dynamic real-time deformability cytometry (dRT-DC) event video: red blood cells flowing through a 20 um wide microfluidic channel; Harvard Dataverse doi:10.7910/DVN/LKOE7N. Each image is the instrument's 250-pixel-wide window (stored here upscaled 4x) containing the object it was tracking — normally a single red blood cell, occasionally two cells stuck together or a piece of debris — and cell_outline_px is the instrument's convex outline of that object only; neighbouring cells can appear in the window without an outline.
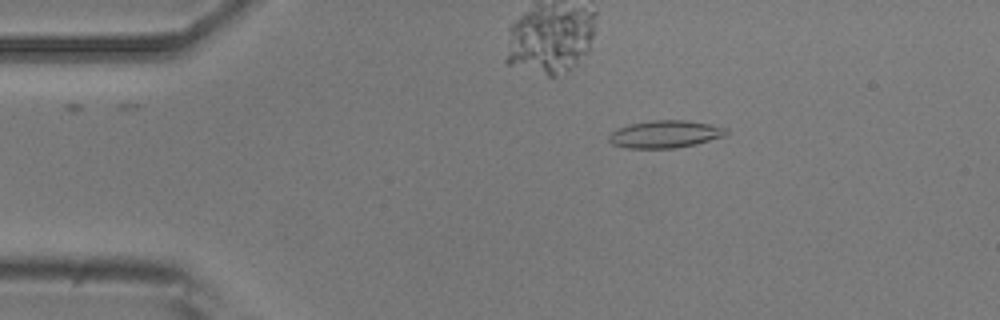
{"species": "common noctule bat (a hibernating species)", "species_latin": "Nyctalus noctula", "temperature_condition": "room temperature", "stored_images_in_passage": 5, "camera_frame_rate_fps": 3000, "um_per_image_px": 0.085, "animal": {"sex": "male", "body_mass_g": 20.5, "forearm_length_mm": 52.5}, "frame": {"image": 1, "passage_image": 2, "time_ms": 1.333, "image_size_px": [1000, 320], "cell_outline_px": [[728, 132], [724, 136], [696, 144], [676, 148], [628, 148], [612, 144], [608, 140], [608, 136], [616, 128], [632, 124], [652, 120], [688, 120], [728, 128]], "centroid_in_image_um": [56.53, 11.4], "position_along_channel_um": 28.5, "area_um2": 18.73}}
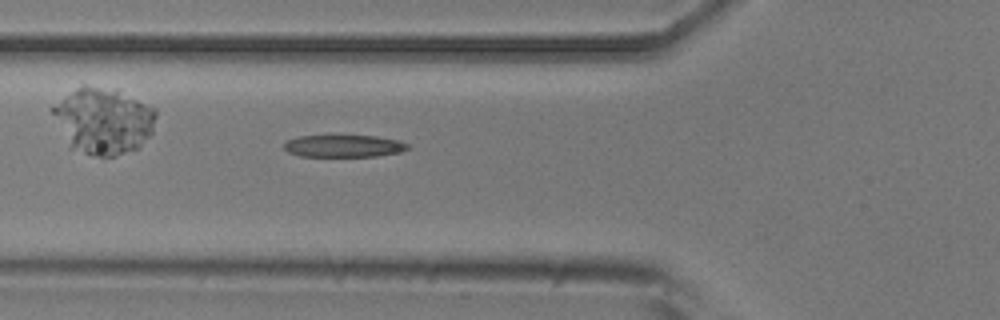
{"frame": {"image": 2, "passage_image": 5, "time_ms": 4.667, "image_size_px": [1000, 320], "cell_outline_px": [[408, 148], [400, 152], [376, 156], [300, 156], [288, 152], [284, 148], [284, 144], [288, 140], [300, 136], [376, 136], [400, 140], [408, 144]], "centroid_in_image_um": [29.23, 12.41], "position_along_channel_um": 96.6, "area_um2": 15.84}}